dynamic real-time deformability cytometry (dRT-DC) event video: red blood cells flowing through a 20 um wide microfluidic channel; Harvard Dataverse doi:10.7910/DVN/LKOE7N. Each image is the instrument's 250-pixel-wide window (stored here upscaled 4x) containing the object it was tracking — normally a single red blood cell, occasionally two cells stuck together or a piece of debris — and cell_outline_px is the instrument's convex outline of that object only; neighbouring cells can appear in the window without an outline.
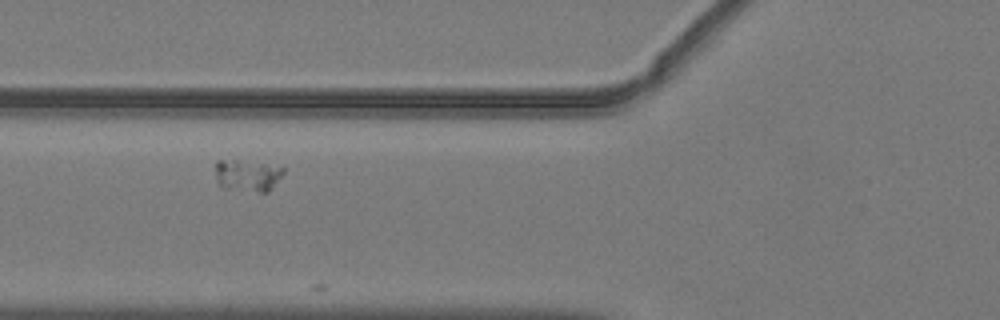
{"species": "common noctule bat (a hibernating species)", "species_latin": "Nyctalus noctula", "temperature_condition": "warm", "stored_images_in_passage": 13, "camera_frame_rate_fps": 3000, "um_per_image_px": 0.085, "animal": {"sex": "male", "body_mass_g": 19.2, "forearm_length_mm": 51.8}, "frame": {"image": 1, "passage_image": 10, "time_ms": 3.0, "image_size_px": [1000, 320], "cell_outline_px": [[284, 172], [272, 188], [268, 192], [256, 192], [224, 188], [216, 180], [216, 160], [236, 160], [264, 164], [284, 168]], "centroid_in_image_um": [21.02, 14.92], "position_along_channel_um": 104.8, "area_um2": 12.43}}